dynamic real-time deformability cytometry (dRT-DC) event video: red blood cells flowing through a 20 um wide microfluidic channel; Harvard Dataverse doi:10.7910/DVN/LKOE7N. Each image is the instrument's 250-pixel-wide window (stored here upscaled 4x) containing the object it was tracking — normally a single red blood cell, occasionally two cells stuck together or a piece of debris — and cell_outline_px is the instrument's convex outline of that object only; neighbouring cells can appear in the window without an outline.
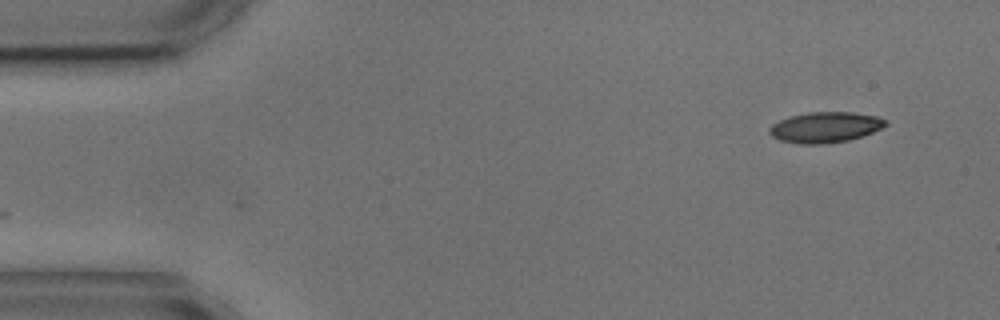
{"species": "common noctule bat (a hibernating species)", "species_latin": "Nyctalus noctula", "temperature_condition": "cold", "stored_images_in_passage": 3, "camera_frame_rate_fps": 3000, "um_per_image_px": 0.085, "animal": {"sex": "male", "body_mass_g": 17.9, "forearm_length_mm": 54.2}, "frame": {"image": 1, "passage_image": 3, "time_ms": 2.333, "image_size_px": [1000, 320], "cell_outline_px": [[888, 124], [872, 132], [848, 140], [820, 144], [800, 144], [780, 140], [772, 136], [768, 132], [768, 128], [772, 124], [788, 116], [808, 112], [852, 112], [876, 116], [888, 120]], "centroid_in_image_um": [70.11, 10.81], "position_along_channel_um": 14.9, "area_um2": 20.69}}